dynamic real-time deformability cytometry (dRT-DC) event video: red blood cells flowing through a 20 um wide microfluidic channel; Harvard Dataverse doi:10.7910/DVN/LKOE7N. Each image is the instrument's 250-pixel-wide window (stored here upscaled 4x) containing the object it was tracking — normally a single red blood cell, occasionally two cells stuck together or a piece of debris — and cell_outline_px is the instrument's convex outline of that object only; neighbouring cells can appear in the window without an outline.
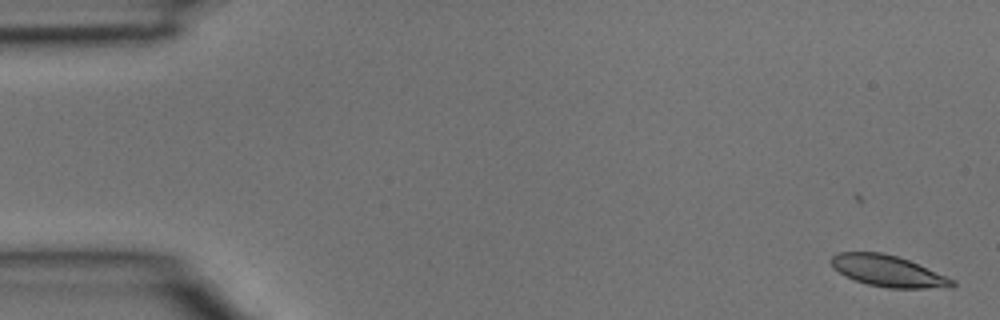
{"species": "common noctule bat (a hibernating species)", "species_latin": "Nyctalus noctula", "temperature_condition": "room temperature", "stored_images_in_passage": 4, "camera_frame_rate_fps": 3000, "um_per_image_px": 0.085, "animal": {"sex": "male", "body_mass_g": 15.6}, "frame": {"image": 1, "passage_image": 1, "time_ms": 0.0, "image_size_px": [1000, 320], "cell_outline_px": [[956, 284], [952, 288], [888, 288], [868, 284], [844, 276], [832, 268], [828, 260], [836, 252], [880, 252], [896, 256], [908, 260], [956, 280]], "centroid_in_image_um": [75.45, 23.04], "position_along_channel_um": 9.5, "area_um2": 22.25}}
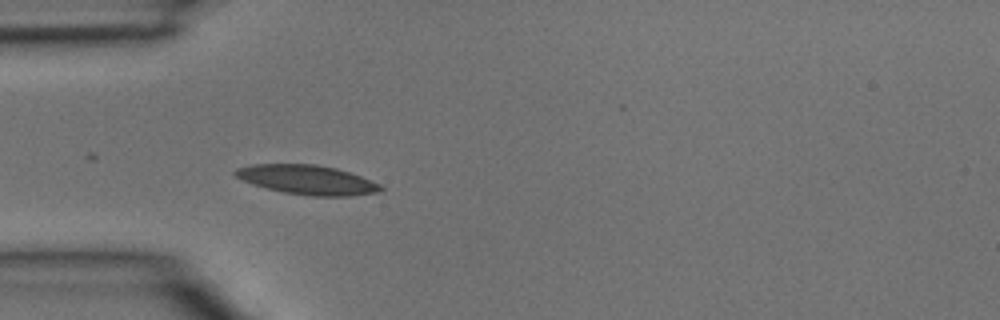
{"frame": {"image": 2, "passage_image": 4, "time_ms": 1.0, "image_size_px": [1000, 320], "cell_outline_px": [[384, 188], [376, 192], [352, 196], [312, 196], [284, 192], [252, 184], [236, 176], [232, 172], [236, 168], [252, 164], [316, 164], [336, 168], [360, 176], [380, 184]], "centroid_in_image_um": [26.1, 15.27], "position_along_channel_um": 58.9, "area_um2": 24.68}}